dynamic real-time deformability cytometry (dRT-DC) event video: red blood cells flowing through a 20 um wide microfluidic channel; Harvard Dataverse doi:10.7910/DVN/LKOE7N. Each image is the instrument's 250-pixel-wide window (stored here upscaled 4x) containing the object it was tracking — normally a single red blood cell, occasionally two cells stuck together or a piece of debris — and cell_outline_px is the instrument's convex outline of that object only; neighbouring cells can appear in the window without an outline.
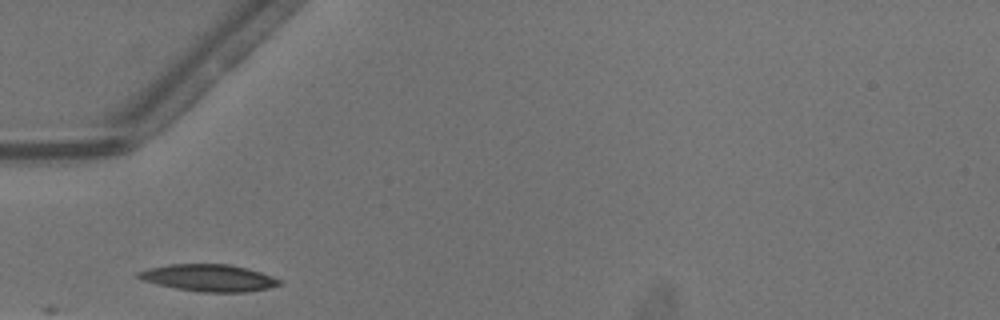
{"species": "common noctule bat (a hibernating species)", "species_latin": "Nyctalus noctula", "temperature_condition": "warm", "stored_images_in_passage": 20, "camera_frame_rate_fps": 3000, "um_per_image_px": 0.085, "animal": {"sex": "male", "body_mass_g": 13.3}, "frame": {"image": 1, "passage_image": 1, "time_ms": 0.0, "image_size_px": [1000, 320], "cell_outline_px": [[280, 284], [268, 288], [244, 292], [200, 292], [176, 288], [144, 280], [136, 276], [136, 272], [148, 268], [168, 264], [228, 264], [248, 268], [272, 276], [280, 280]], "centroid_in_image_um": [17.74, 23.61], "position_along_channel_um": 67.3, "area_um2": 21.96}}
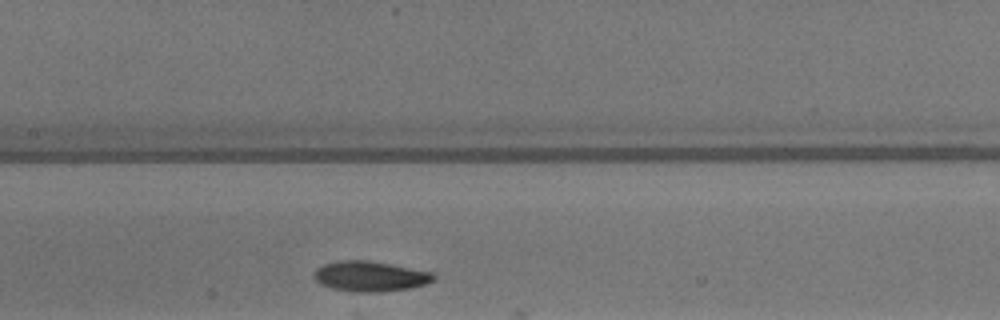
{"frame": {"image": 2, "passage_image": 9, "time_ms": 2.667, "image_size_px": [1000, 320], "cell_outline_px": [[436, 280], [424, 284], [408, 288], [384, 292], [352, 292], [332, 288], [320, 284], [312, 276], [312, 272], [316, 268], [324, 264], [340, 260], [368, 260], [432, 272], [436, 276]], "centroid_in_image_um": [31.43, 23.49], "position_along_channel_um": 176.0, "area_um2": 21.21}}
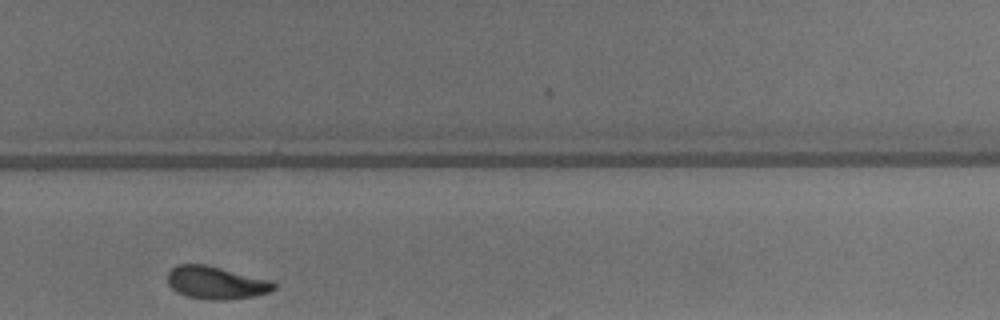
{"frame": {"image": 3, "passage_image": 19, "time_ms": 6.0, "image_size_px": [1000, 320], "cell_outline_px": [[276, 288], [268, 292], [256, 296], [228, 300], [208, 300], [188, 296], [176, 292], [168, 284], [168, 272], [176, 264], [204, 264], [272, 280], [276, 284]], "centroid_in_image_um": [18.38, 24.03], "position_along_channel_um": 311.4, "area_um2": 20.4}}